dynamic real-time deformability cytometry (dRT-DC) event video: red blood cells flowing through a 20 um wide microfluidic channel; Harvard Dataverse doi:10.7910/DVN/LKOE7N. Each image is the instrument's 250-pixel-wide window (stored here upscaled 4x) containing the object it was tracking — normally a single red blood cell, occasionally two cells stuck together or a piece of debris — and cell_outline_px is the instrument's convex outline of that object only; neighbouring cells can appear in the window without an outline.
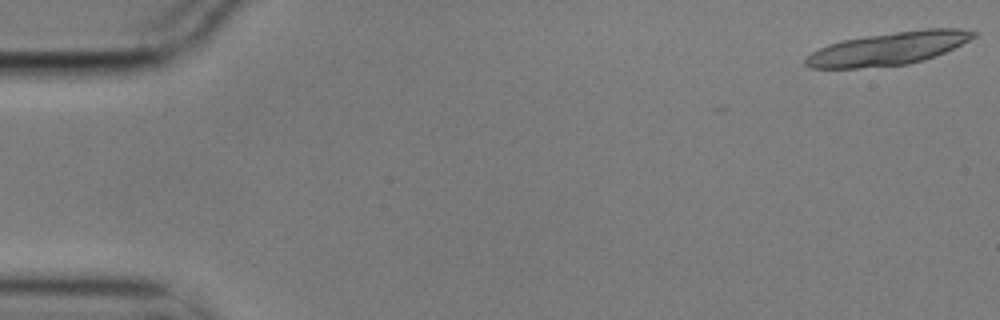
{"species": "common noctule bat (a hibernating species)", "species_latin": "Nyctalus noctula", "temperature_condition": "cold", "stored_images_in_passage": 8, "camera_frame_rate_fps": 3000, "um_per_image_px": 0.085, "animal": {"sex": "male", "body_mass_g": 17.9}, "frame": {"image": 1, "passage_image": 1, "time_ms": 0.0, "image_size_px": [1000, 320], "cell_outline_px": [[980, 32], [976, 36], [944, 52], [924, 60], [908, 64], [856, 68], [812, 68], [804, 64], [804, 60], [812, 52], [828, 44], [844, 40], [868, 36], [924, 28], [960, 28]], "centroid_in_image_um": [75.53, 4.12], "position_along_channel_um": 9.5, "area_um2": 31.85}}
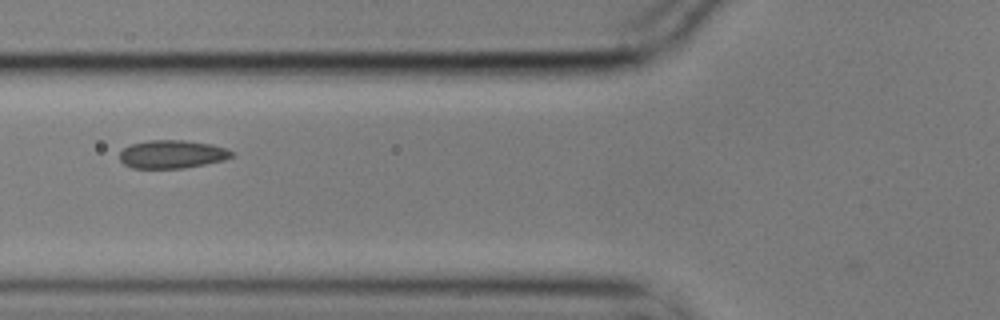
{"frame": {"image": 2, "passage_image": 6, "time_ms": 1.667, "image_size_px": [1000, 320], "cell_outline_px": [[232, 156], [224, 160], [184, 168], [132, 168], [124, 164], [120, 160], [120, 152], [124, 148], [132, 144], [148, 140], [184, 140], [212, 144], [224, 148], [232, 152]], "centroid_in_image_um": [14.6, 13.11], "position_along_channel_um": 111.2, "area_um2": 18.26}}
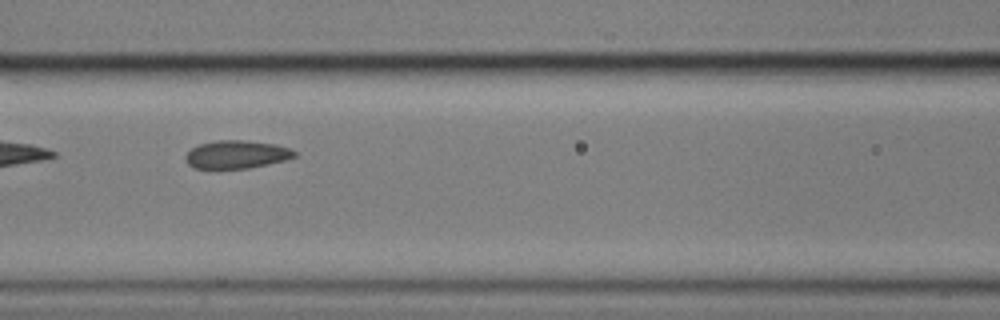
{"frame": {"image": 3, "passage_image": 7, "time_ms": 2.0, "image_size_px": [1000, 320], "cell_outline_px": [[296, 156], [284, 160], [268, 164], [248, 168], [192, 168], [184, 160], [184, 156], [192, 148], [200, 144], [216, 140], [244, 140], [276, 144], [288, 148], [296, 152]], "centroid_in_image_um": [20.08, 13.12], "position_along_channel_um": 146.5, "area_um2": 17.74}}